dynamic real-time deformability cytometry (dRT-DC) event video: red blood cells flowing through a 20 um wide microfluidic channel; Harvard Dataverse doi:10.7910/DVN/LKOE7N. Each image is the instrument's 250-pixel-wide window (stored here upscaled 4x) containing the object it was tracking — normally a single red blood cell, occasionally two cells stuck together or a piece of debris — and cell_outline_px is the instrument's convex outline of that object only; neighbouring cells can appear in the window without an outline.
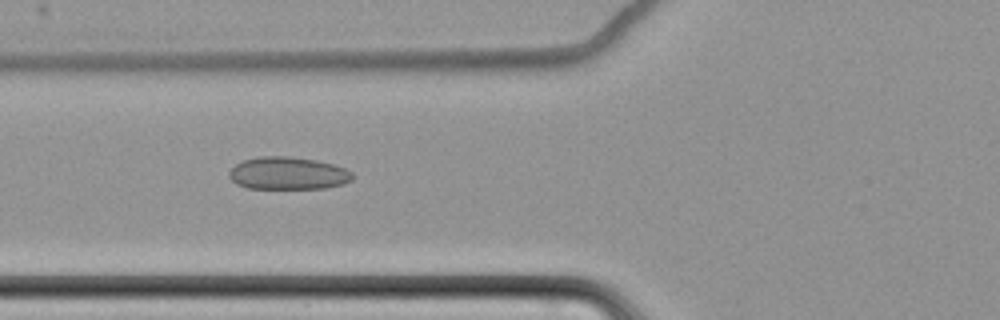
{"species": "common noctule bat (a hibernating species)", "species_latin": "Nyctalus noctula", "temperature_condition": "cold", "stored_images_in_passage": 16, "camera_frame_rate_fps": 3000, "um_per_image_px": 0.085, "animal": {"sex": "female", "body_mass_g": 22.7, "forearm_length_mm": 54.2}, "frame": {"image": 1, "passage_image": 7, "time_ms": 8.0, "image_size_px": [1000, 320], "cell_outline_px": [[352, 180], [344, 184], [324, 188], [248, 188], [236, 184], [228, 176], [228, 172], [236, 164], [244, 160], [260, 156], [288, 156], [316, 160], [332, 164], [344, 168], [352, 172]], "centroid_in_image_um": [24.47, 14.73], "position_along_channel_um": 101.3, "area_um2": 23.35}}
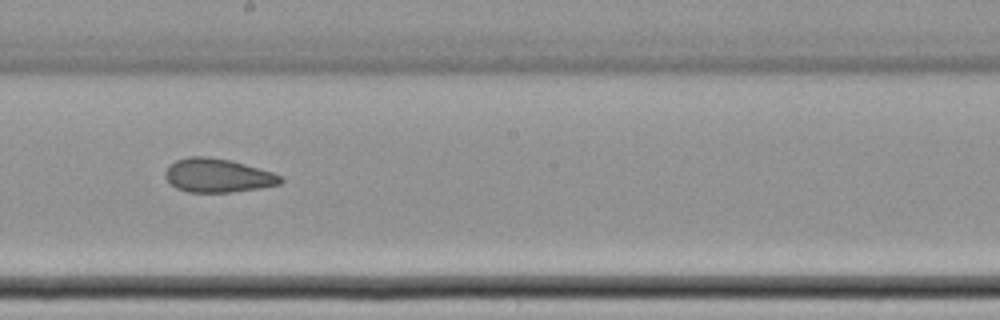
{"frame": {"image": 2, "passage_image": 10, "time_ms": 11.667, "image_size_px": [1000, 320], "cell_outline_px": [[284, 180], [280, 184], [260, 188], [232, 192], [188, 192], [176, 188], [164, 176], [164, 172], [176, 160], [188, 156], [208, 156], [232, 160], [272, 172], [280, 176]], "centroid_in_image_um": [18.51, 14.91], "position_along_channel_um": 229.7, "area_um2": 22.66}}
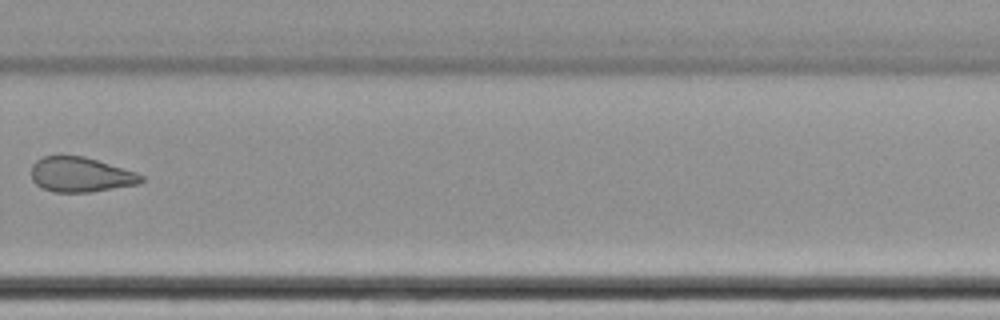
{"frame": {"image": 3, "passage_image": 12, "time_ms": 14.333, "image_size_px": [1000, 320], "cell_outline_px": [[144, 180], [140, 184], [92, 192], [52, 192], [36, 184], [32, 180], [32, 164], [36, 160], [44, 156], [84, 156], [136, 172], [144, 176]], "centroid_in_image_um": [6.87, 14.85], "position_along_channel_um": 322.9, "area_um2": 22.37}, "authors_computed_cell_mechanics": {"area_um2": 24.0159, "velocity_mm_per_s": 3.507, "shape_relaxation_time_tau1_ms": 8.5762, "shape_relaxation_time_tau2_ms": 8.3271, "deformation_change_tau1": 0.0966, "deformation_change_tau2": 0.0962}}